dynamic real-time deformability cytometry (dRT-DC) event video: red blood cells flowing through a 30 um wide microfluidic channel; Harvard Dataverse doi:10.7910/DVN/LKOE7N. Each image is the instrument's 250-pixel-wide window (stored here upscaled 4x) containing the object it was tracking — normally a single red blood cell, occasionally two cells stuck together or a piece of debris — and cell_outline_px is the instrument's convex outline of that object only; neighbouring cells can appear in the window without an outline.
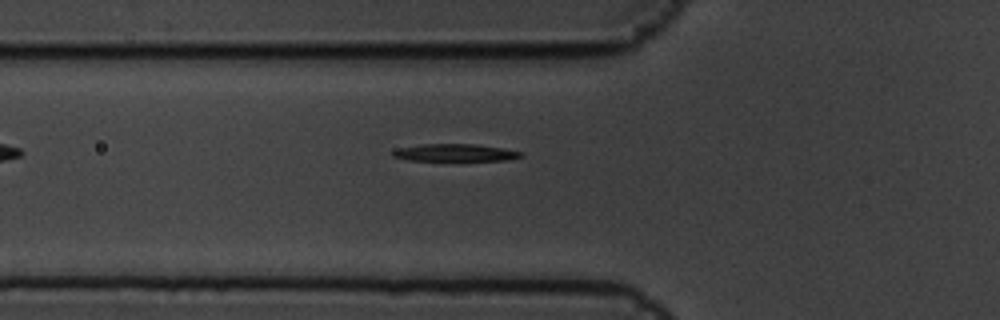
{"species": "common noctule bat (a hibernating species)", "species_latin": "Nyctalus noctula", "temperature_condition": "cold", "stored_images_in_passage": 6, "camera_frame_rate_fps": 3000, "um_per_image_px": 0.085, "animal": {"sex": "male", "body_mass_g": 19.5, "forearm_length_mm": 54.6}, "frame": {"image": 1, "passage_image": 6, "time_ms": 1.667, "image_size_px": [1000, 320], "cell_outline_px": [[524, 156], [508, 160], [408, 160], [392, 156], [392, 152], [400, 148], [420, 144], [476, 144], [504, 148], [524, 152]], "centroid_in_image_um": [38.75, 12.97], "position_along_channel_um": 87.1, "area_um2": 12.89}}